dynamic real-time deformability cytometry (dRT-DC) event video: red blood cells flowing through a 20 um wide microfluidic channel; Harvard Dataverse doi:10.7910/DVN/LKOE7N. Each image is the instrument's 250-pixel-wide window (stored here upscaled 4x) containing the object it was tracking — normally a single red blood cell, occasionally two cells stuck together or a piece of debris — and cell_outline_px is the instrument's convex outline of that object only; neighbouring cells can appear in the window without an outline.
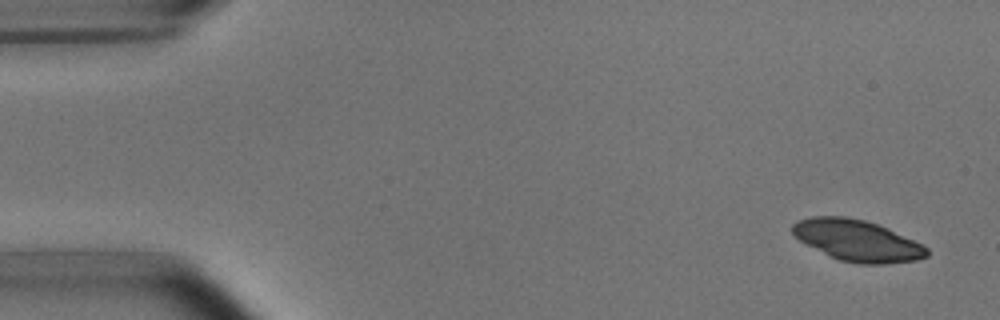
{"species": "common noctule bat (a hibernating species)", "species_latin": "Nyctalus noctula", "temperature_condition": "room temperature", "stored_images_in_passage": 3, "camera_frame_rate_fps": 3000, "um_per_image_px": 0.085, "animal": {"sex": "male", "body_mass_g": 15.6}, "frame": {"image": 1, "passage_image": 1, "time_ms": 0.0, "image_size_px": [1000, 320], "cell_outline_px": [[928, 256], [916, 260], [888, 264], [856, 264], [840, 260], [828, 256], [792, 236], [792, 224], [796, 220], [812, 216], [844, 216], [864, 220], [888, 228], [928, 248]], "centroid_in_image_um": [72.82, 20.45], "position_along_channel_um": 12.2, "area_um2": 32.37}}